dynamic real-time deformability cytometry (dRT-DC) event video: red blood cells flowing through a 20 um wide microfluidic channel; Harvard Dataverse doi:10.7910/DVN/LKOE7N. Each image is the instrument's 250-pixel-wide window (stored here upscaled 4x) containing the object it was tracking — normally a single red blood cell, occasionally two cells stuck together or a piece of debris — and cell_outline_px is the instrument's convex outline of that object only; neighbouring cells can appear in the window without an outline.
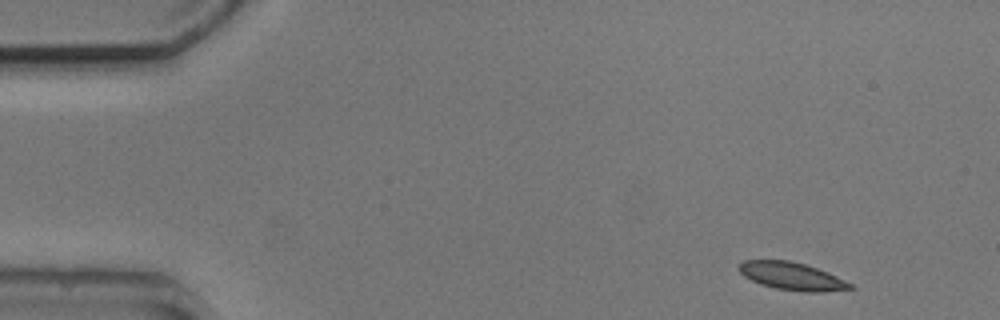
{"species": "common noctule bat (a hibernating species)", "species_latin": "Nyctalus noctula", "temperature_condition": "cold", "stored_images_in_passage": 3, "camera_frame_rate_fps": 3000, "um_per_image_px": 0.085, "animal": {"sex": "male", "body_mass_g": 20.5, "forearm_length_mm": 52.5}, "frame": {"image": 1, "passage_image": 1, "time_ms": 0.0, "image_size_px": [1000, 320], "cell_outline_px": [[856, 288], [824, 292], [804, 292], [776, 288], [760, 284], [744, 276], [740, 272], [740, 264], [744, 260], [788, 260], [804, 264], [828, 272], [852, 284]], "centroid_in_image_um": [67.34, 23.48], "position_along_channel_um": 17.7, "area_um2": 17.8}}